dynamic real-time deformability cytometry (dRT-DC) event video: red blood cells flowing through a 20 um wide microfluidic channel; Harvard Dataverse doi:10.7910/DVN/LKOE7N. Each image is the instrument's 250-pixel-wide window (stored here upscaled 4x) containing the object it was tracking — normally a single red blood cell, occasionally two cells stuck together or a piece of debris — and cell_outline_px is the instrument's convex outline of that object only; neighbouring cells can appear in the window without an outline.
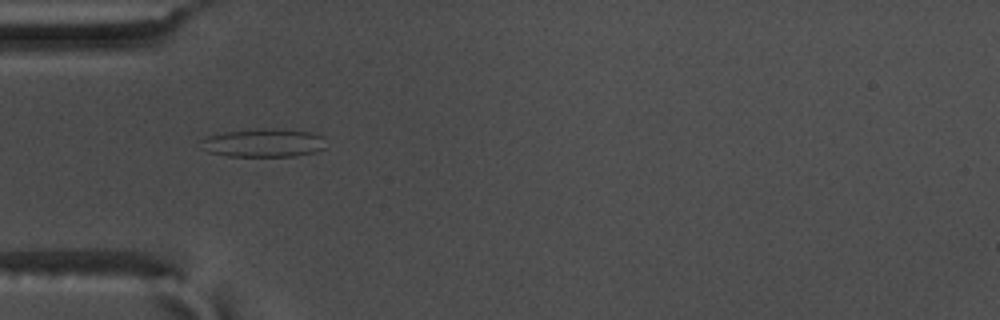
{"species": "common noctule bat (a hibernating species)", "species_latin": "Nyctalus noctula", "temperature_condition": "warm", "stored_images_in_passage": 56, "camera_frame_rate_fps": 3000, "um_per_image_px": 0.085, "animal": {"sex": "male", "body_mass_g": 17.5, "forearm_length_mm": 52.3}, "frame": {"image": 1, "passage_image": 18, "time_ms": 5.667, "image_size_px": [1000, 320], "cell_outline_px": [[324, 148], [316, 152], [296, 156], [228, 156], [208, 152], [200, 140], [204, 136], [224, 132], [256, 128], [264, 128], [312, 132], [324, 136]], "centroid_in_image_um": [22.41, 12.14], "position_along_channel_um": 62.6, "area_um2": 20.75}}
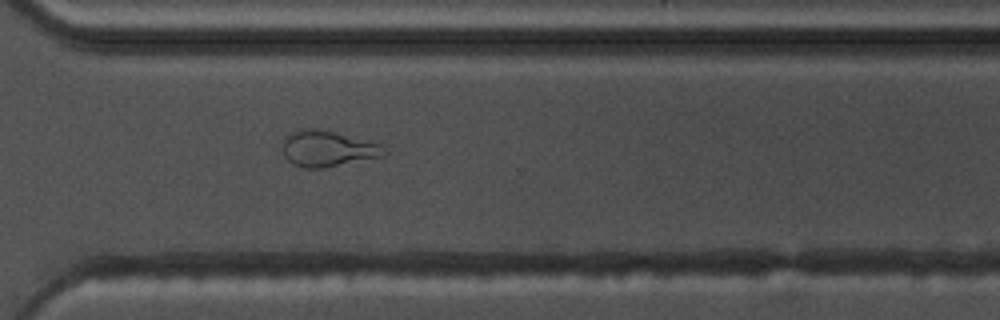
{"frame": {"image": 2, "passage_image": 41, "time_ms": 13.333, "image_size_px": [1000, 320], "cell_outline_px": [[388, 152], [384, 156], [324, 168], [304, 168], [292, 164], [284, 156], [284, 140], [292, 132], [308, 128], [320, 128], [380, 144]], "centroid_in_image_um": [27.87, 12.65], "position_along_channel_um": 342.7, "area_um2": 21.1}}
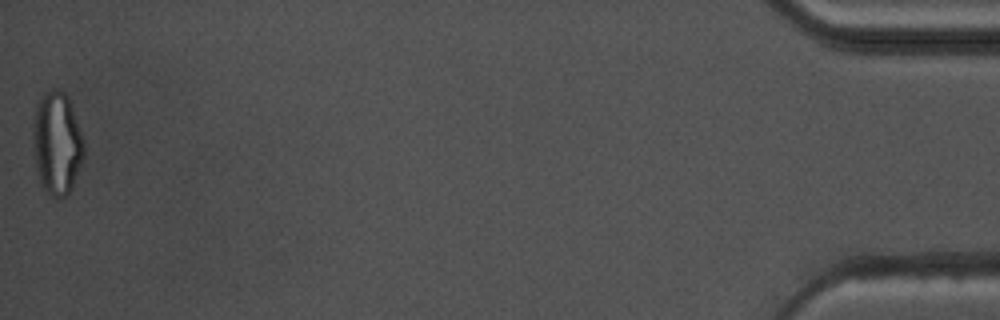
{"frame": {"image": 3, "passage_image": 56, "time_ms": 18.333, "image_size_px": [1000, 320], "cell_outline_px": [[84, 156], [72, 184], [68, 192], [64, 196], [56, 200], [40, 184], [36, 168], [32, 140], [32, 124], [36, 104], [52, 88], [56, 88], [64, 92], [68, 96], [84, 140]], "centroid_in_image_um": [4.82, 12.16], "position_along_channel_um": 430.4, "area_um2": 30.46}, "authors_computed_cell_mechanics": {"area_um2": 21.8195, "velocity_mm_per_s": 3.6746, "shape_relaxation_time_tau1_ms": null, "shape_relaxation_time_tau2_ms": 1.7203, "deformation_change_tau1": null, "deformation_change_tau2": 0.0971}}